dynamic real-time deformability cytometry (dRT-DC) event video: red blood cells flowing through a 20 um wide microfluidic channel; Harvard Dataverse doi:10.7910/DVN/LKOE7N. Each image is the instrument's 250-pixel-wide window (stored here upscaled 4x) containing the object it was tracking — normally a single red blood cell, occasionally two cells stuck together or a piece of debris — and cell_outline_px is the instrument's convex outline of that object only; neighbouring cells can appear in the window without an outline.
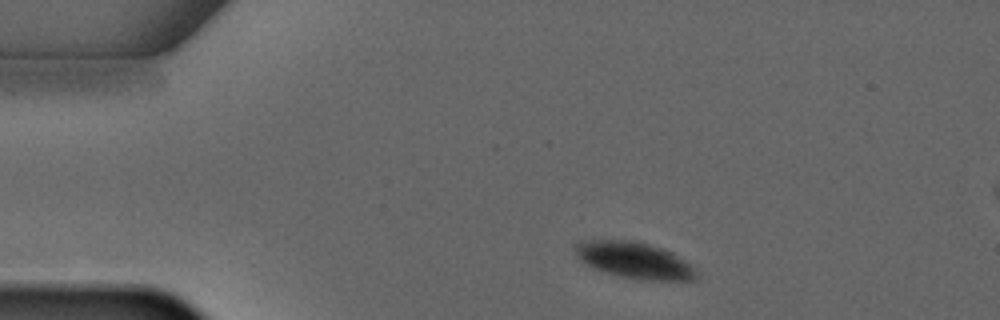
{"species": "common noctule bat (a hibernating species)", "species_latin": "Nyctalus noctula", "temperature_condition": "warm", "stored_images_in_passage": 4, "segment_of_instrument_passage": [1, 2], "camera_frame_rate_fps": 3000, "um_per_image_px": 0.085, "animal": {"sex": "male", "forearm_length_mm": 52.5}, "frame": {"image": 1, "passage_image": 1, "time_ms": 0.0, "image_size_px": [1000, 320], "cell_outline_px": [[696, 280], [640, 280], [608, 272], [596, 268], [580, 260], [572, 244], [580, 240], [636, 240], [664, 248], [672, 252], [688, 264], [696, 272]], "centroid_in_image_um": [53.9, 22.09], "position_along_channel_um": 31.1, "area_um2": 25.37}}